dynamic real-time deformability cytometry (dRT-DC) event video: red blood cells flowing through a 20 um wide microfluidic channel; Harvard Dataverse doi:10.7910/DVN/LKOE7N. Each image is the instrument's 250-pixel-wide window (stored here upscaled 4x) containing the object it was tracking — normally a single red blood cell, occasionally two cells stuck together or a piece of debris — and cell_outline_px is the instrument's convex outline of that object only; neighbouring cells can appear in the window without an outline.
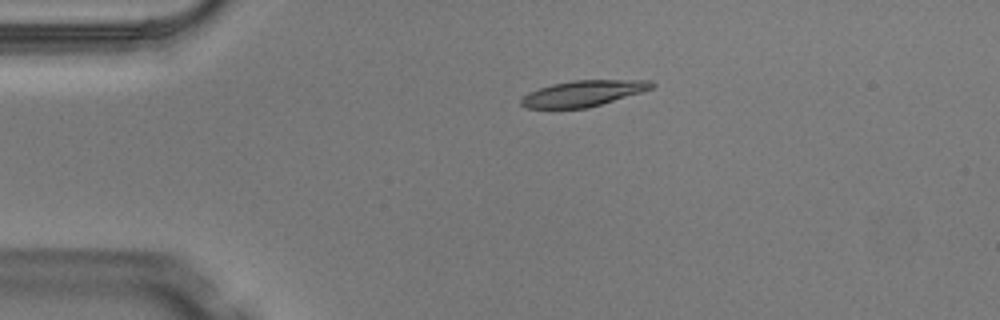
{"species": "Egyptian fruit bat (a non-hibernating species)", "species_latin": "Rousettus aegyptiacus", "temperature_condition": "warm", "stored_images_in_passage": 5, "camera_frame_rate_fps": 3000, "um_per_image_px": 0.085, "animal": {"sex": "male"}, "frame": {"image": 1, "passage_image": 3, "time_ms": 0.667, "image_size_px": [1000, 320], "cell_outline_px": [[656, 84], [652, 88], [640, 92], [588, 108], [524, 108], [520, 104], [520, 100], [528, 92], [552, 84], [572, 80], [652, 80]], "centroid_in_image_um": [49.55, 7.93], "position_along_channel_um": 35.5, "area_um2": 19.59}}